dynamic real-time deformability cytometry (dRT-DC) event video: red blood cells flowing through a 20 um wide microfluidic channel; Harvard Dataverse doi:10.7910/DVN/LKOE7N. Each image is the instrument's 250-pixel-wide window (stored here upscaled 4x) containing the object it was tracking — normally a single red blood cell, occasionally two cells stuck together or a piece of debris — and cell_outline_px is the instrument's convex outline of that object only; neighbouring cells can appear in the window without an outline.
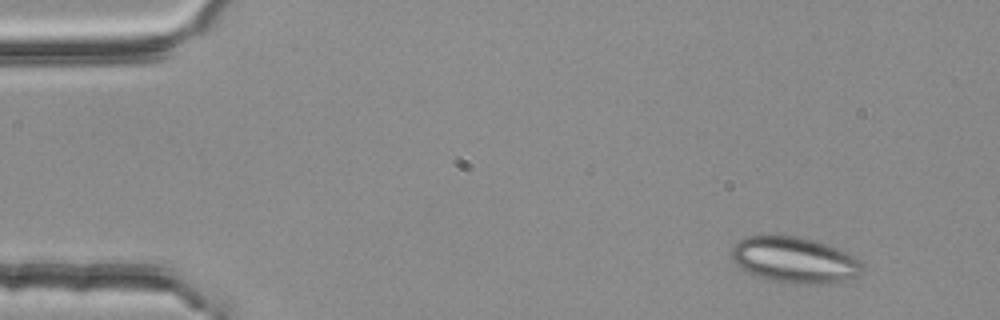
{"species": "common noctule bat (a hibernating species)", "species_latin": "Nyctalus noctula", "temperature_condition": "room temperature", "stored_images_in_passage": 4, "camera_frame_rate_fps": 3000, "um_per_image_px": 0.085, "animal": {"sex": "female", "body_mass_g": 25.1}, "frame": {"image": 1, "passage_image": 1, "time_ms": 0.0, "image_size_px": [1000, 320], "cell_outline_px": [[860, 272], [856, 276], [844, 280], [820, 284], [800, 284], [772, 280], [756, 276], [740, 268], [732, 260], [728, 252], [736, 240], [744, 236], [776, 232], [800, 236], [828, 244], [860, 260]], "centroid_in_image_um": [67.39, 22.03], "position_along_channel_um": 17.6, "area_um2": 35.78}}